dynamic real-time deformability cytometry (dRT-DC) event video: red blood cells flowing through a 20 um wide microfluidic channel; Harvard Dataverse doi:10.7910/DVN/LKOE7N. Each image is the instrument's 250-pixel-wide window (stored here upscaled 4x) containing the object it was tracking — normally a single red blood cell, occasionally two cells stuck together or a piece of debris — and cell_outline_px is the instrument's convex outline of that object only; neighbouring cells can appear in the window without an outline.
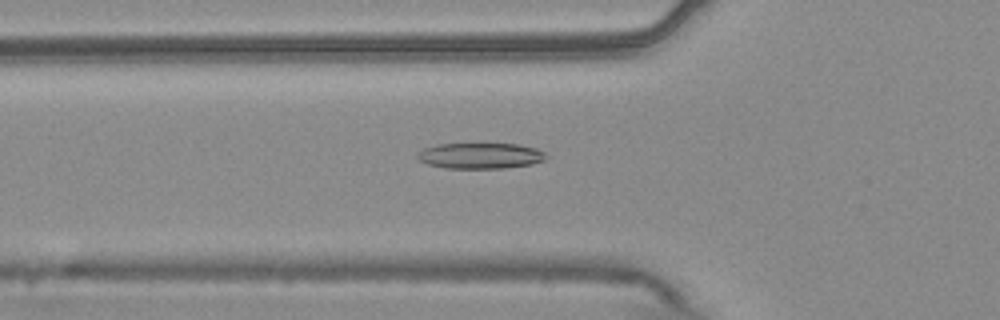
{"species": "common noctule bat (a hibernating species)", "species_latin": "Nyctalus noctula", "temperature_condition": "warm", "stored_images_in_passage": 53, "camera_frame_rate_fps": 3000, "um_per_image_px": 0.085, "animal": {"sex": "male", "body_mass_g": 20.4}, "frame": {"image": 1, "passage_image": 18, "time_ms": 5.667, "image_size_px": [1000, 320], "cell_outline_px": [[548, 156], [544, 160], [532, 164], [504, 168], [444, 168], [428, 164], [420, 160], [416, 156], [416, 152], [424, 148], [436, 144], [516, 144], [536, 148], [544, 152]], "centroid_in_image_um": [40.81, 13.24], "position_along_channel_um": 85.0, "area_um2": 19.36}}
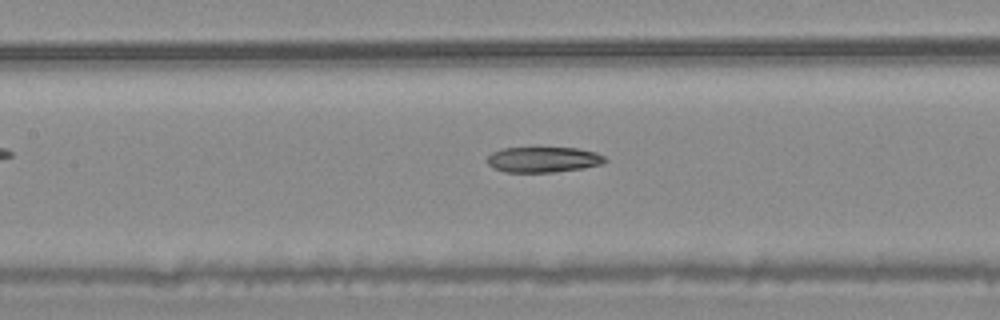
{"frame": {"image": 2, "passage_image": 24, "time_ms": 7.667, "image_size_px": [1000, 320], "cell_outline_px": [[608, 160], [600, 164], [584, 168], [556, 172], [504, 172], [492, 168], [484, 160], [492, 152], [500, 148], [576, 148], [596, 152], [604, 156]], "centroid_in_image_um": [46.13, 13.57], "position_along_channel_um": 161.3, "area_um2": 17.69}}
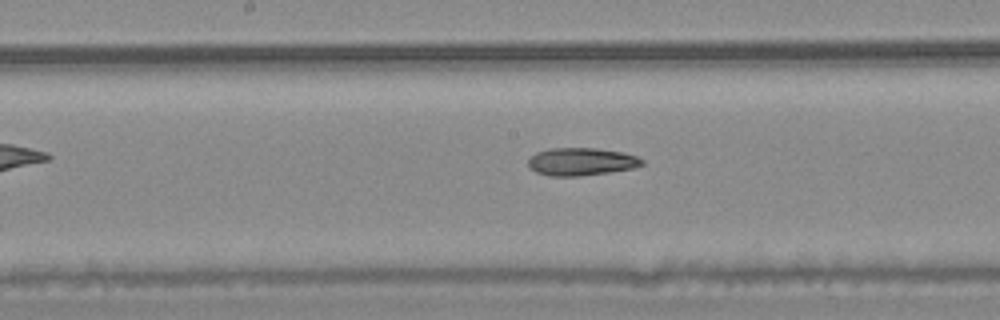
{"frame": {"image": 3, "passage_image": 27, "time_ms": 8.667, "image_size_px": [1000, 320], "cell_outline_px": [[644, 164], [632, 168], [608, 172], [580, 176], [548, 176], [536, 172], [528, 168], [528, 156], [536, 152], [548, 148], [596, 148], [620, 152], [636, 156], [644, 160]], "centroid_in_image_um": [49.33, 13.74], "position_along_channel_um": 198.9, "area_um2": 18.5}, "authors_computed_cell_mechanics": {"area_um2": 19.4786, "velocity_mm_per_s": 3.7644, "shape_relaxation_time_tau1_ms": 9.6794, "shape_relaxation_time_tau2_ms": 9.0756, "deformation_change_tau1": 0.1822, "deformation_change_tau2": 0.2092}}